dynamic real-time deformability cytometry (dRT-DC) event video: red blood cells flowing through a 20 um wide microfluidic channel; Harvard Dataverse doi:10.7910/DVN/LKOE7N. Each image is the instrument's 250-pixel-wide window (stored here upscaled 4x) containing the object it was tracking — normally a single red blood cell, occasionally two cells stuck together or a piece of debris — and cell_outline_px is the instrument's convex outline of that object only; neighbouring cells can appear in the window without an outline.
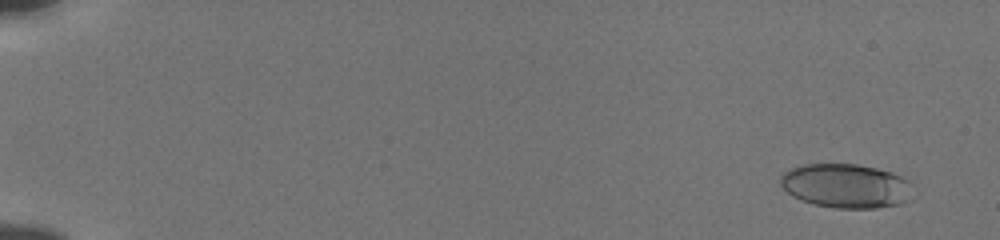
{"species": "human", "species_latin": "Homo sapiens", "temperature_condition": "cold", "stored_images_in_passage": 56, "camera_frame_rate_fps": 3000, "um_per_image_px": 0.085, "donor": {"sex": "male"}, "frame": {"image": 1, "passage_image": 4, "time_ms": 1.0, "image_size_px": [1000, 240], "cell_outline_px": [[920, 192], [912, 200], [900, 204], [876, 208], [836, 208], [812, 204], [800, 200], [792, 196], [780, 184], [780, 176], [784, 172], [792, 168], [804, 164], [856, 164], [876, 168], [892, 172], [908, 180]], "centroid_in_image_um": [72.01, 15.81], "position_along_channel_um": 13.0, "area_um2": 34.85}}
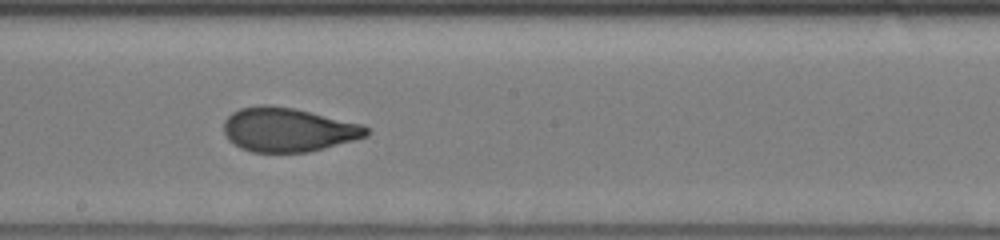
{"frame": {"image": 2, "passage_image": 34, "time_ms": 11.0, "image_size_px": [1000, 240], "cell_outline_px": [[372, 132], [368, 136], [324, 148], [308, 152], [252, 152], [240, 148], [228, 140], [224, 132], [224, 120], [232, 112], [240, 108], [260, 104], [268, 104], [296, 108], [364, 124]], "centroid_in_image_um": [24.5, 11.01], "position_along_channel_um": 223.7, "area_um2": 37.05}}
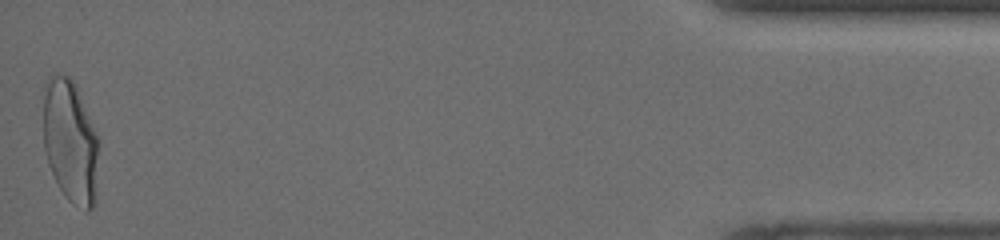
{"frame": {"image": 3, "passage_image": 56, "time_ms": 18.333, "image_size_px": [1000, 240], "cell_outline_px": [[100, 140], [96, 204], [88, 212], [84, 212], [72, 204], [64, 196], [48, 164], [44, 148], [44, 96], [48, 76], [56, 72], [68, 76], [76, 84]], "centroid_in_image_um": [6.03, 12.07], "position_along_channel_um": 429.2, "area_um2": 40.81}, "authors_computed_cell_mechanics": {"area_um2": 36.0961, "velocity_mm_per_s": 3.8404, "shape_relaxation_time_tau1_ms": 4.4913, "shape_relaxation_time_tau2_ms": 1.0175, "deformation_change_tau1": 0.1781, "deformation_change_tau2": 0.0777}}